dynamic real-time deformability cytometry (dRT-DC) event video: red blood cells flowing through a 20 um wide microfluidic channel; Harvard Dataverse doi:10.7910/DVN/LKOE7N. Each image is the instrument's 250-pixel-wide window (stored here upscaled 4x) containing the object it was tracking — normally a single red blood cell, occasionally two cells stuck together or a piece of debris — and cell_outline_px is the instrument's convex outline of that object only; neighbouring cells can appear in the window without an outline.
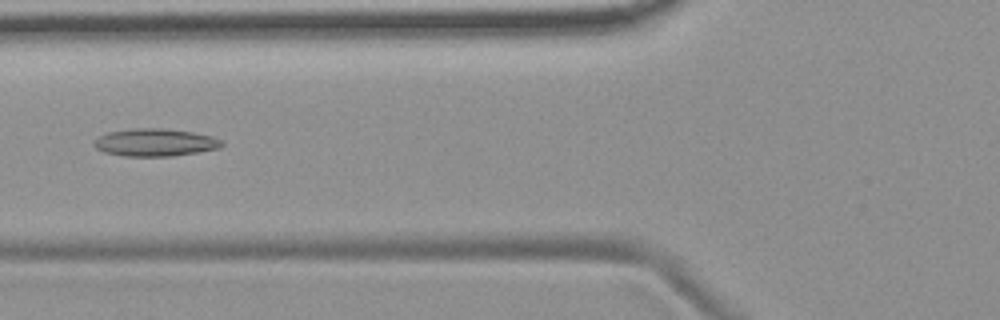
{"species": "common noctule bat (a hibernating species)", "species_latin": "Nyctalus noctula", "temperature_condition": "room temperature", "stored_images_in_passage": 5, "camera_frame_rate_fps": 3000, "um_per_image_px": 0.085, "animal": {"sex": "female", "body_mass_g": 19.9}, "frame": {"image": 1, "passage_image": 5, "time_ms": 4.667, "image_size_px": [1000, 320], "cell_outline_px": [[224, 144], [220, 148], [172, 156], [124, 156], [104, 152], [96, 148], [92, 144], [100, 136], [108, 132], [132, 128], [164, 128], [192, 132], [212, 136], [224, 140]], "centroid_in_image_um": [13.2, 12.1], "position_along_channel_um": 112.6, "area_um2": 20.58}}